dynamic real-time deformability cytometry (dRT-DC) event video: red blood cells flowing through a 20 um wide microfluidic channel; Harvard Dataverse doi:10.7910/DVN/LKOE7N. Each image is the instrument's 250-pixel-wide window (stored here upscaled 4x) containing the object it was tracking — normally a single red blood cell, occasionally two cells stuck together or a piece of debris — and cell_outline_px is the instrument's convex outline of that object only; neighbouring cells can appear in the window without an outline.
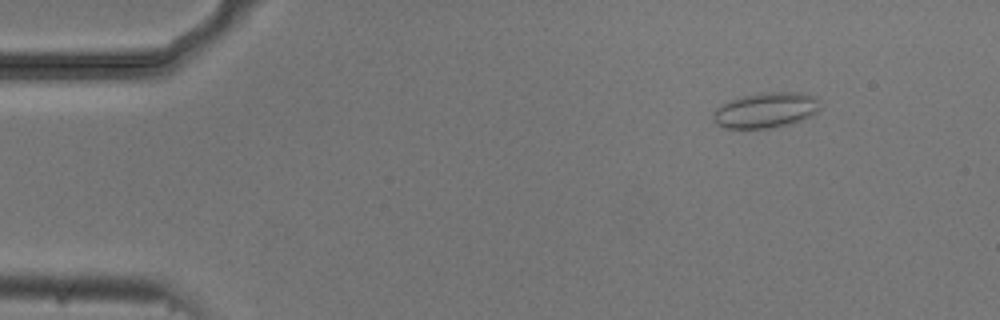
{"species": "common noctule bat (a hibernating species)", "species_latin": "Nyctalus noctula", "temperature_condition": "cold", "stored_images_in_passage": 8, "camera_frame_rate_fps": 3000, "um_per_image_px": 0.085, "animal": {"sex": "male", "body_mass_g": 20.5, "forearm_length_mm": 52.5}, "frame": {"image": 1, "passage_image": 2, "time_ms": 0.333, "image_size_px": [1000, 320], "cell_outline_px": [[820, 108], [812, 116], [792, 124], [772, 128], [724, 128], [716, 124], [712, 116], [716, 108], [732, 100], [744, 96], [764, 92], [800, 92], [816, 96], [820, 100]], "centroid_in_image_um": [65.15, 9.37], "position_along_channel_um": 19.8, "area_um2": 22.2}}
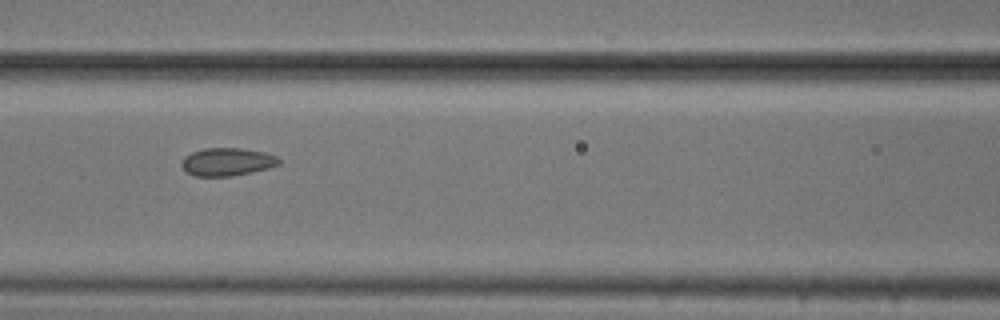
{"frame": {"image": 2, "passage_image": 7, "time_ms": 2.0, "image_size_px": [1000, 320], "cell_outline_px": [[280, 164], [268, 168], [252, 172], [232, 176], [196, 176], [184, 172], [180, 164], [184, 156], [192, 152], [204, 148], [240, 148], [264, 152], [276, 156], [280, 160]], "centroid_in_image_um": [19.27, 13.76], "position_along_channel_um": 147.3, "area_um2": 15.95}}
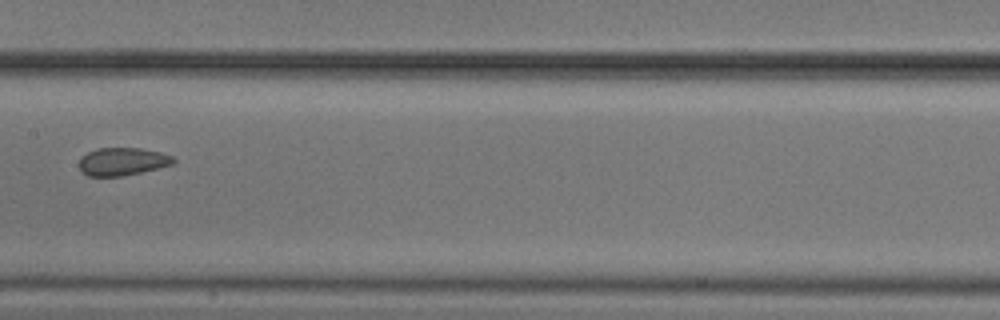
{"frame": {"image": 3, "passage_image": 8, "time_ms": 2.333, "image_size_px": [1000, 320], "cell_outline_px": [[176, 164], [140, 172], [120, 176], [88, 176], [80, 168], [80, 160], [88, 152], [96, 148], [140, 148], [160, 152], [172, 156], [176, 160]], "centroid_in_image_um": [10.46, 13.72], "position_along_channel_um": 196.9, "area_um2": 15.14}}